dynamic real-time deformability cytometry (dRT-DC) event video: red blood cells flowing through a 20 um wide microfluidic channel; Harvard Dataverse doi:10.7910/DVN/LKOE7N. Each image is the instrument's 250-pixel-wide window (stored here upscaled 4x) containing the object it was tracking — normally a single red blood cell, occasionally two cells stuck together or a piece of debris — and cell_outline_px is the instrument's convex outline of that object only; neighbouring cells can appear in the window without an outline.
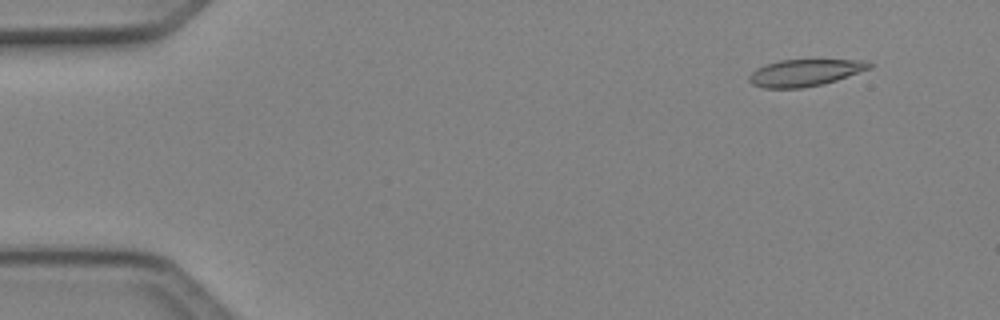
{"species": "Egyptian fruit bat (a non-hibernating species)", "species_latin": "Rousettus aegyptiacus", "temperature_condition": "cold", "stored_images_in_passage": 46, "camera_frame_rate_fps": 3000, "um_per_image_px": 0.085, "animal": {"sex": "female"}, "frame": {"image": 1, "passage_image": 1, "time_ms": 0.0, "image_size_px": [1000, 320], "cell_outline_px": [[876, 64], [872, 68], [824, 84], [800, 88], [764, 88], [752, 84], [748, 80], [748, 76], [756, 68], [764, 64], [780, 60], [868, 60]], "centroid_in_image_um": [68.44, 6.17], "position_along_channel_um": 16.6, "area_um2": 19.02}}
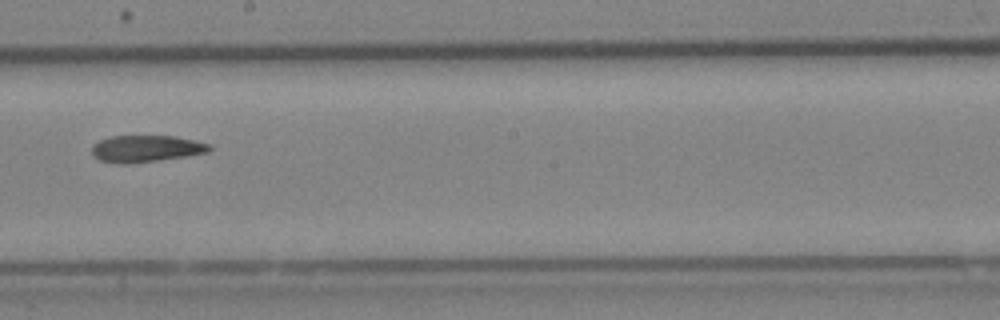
{"frame": {"image": 2, "passage_image": 25, "time_ms": 8.0, "image_size_px": [1000, 320], "cell_outline_px": [[212, 148], [208, 152], [188, 156], [128, 164], [120, 164], [100, 160], [92, 156], [92, 144], [108, 136], [176, 136], [196, 140], [212, 144]], "centroid_in_image_um": [12.43, 12.63], "position_along_channel_um": 235.8, "area_um2": 18.61}}
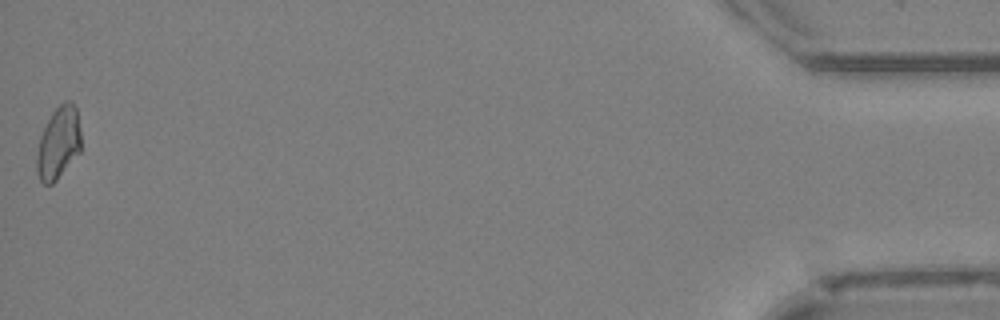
{"frame": {"image": 3, "passage_image": 46, "time_ms": 15.0, "image_size_px": [1000, 320], "cell_outline_px": [[80, 152], [56, 180], [52, 184], [44, 184], [40, 180], [36, 172], [36, 156], [40, 136], [52, 112], [64, 100], [72, 100], [76, 108], [80, 132]], "centroid_in_image_um": [4.96, 12.15], "position_along_channel_um": 430.2, "area_um2": 18.61}, "authors_computed_cell_mechanics": {"area_um2": 19.074, "velocity_mm_per_s": 4.1128, "shape_relaxation_time_tau1_ms": 9.8315, "shape_relaxation_time_tau2_ms": null, "deformation_change_tau1": 0.1841, "deformation_change_tau2": null}}